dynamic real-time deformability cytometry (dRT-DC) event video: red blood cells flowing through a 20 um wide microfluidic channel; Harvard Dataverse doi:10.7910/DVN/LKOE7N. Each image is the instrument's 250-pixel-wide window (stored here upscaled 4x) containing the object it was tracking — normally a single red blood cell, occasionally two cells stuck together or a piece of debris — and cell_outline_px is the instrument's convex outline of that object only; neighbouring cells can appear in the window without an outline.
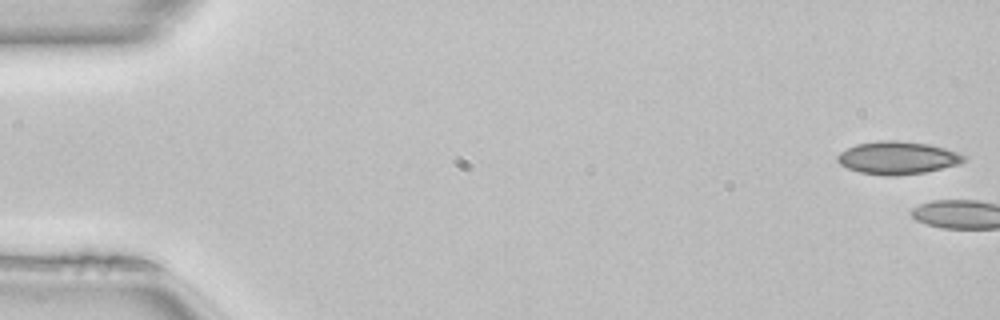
{"species": "common noctule bat (a hibernating species)", "species_latin": "Nyctalus noctula", "temperature_condition": "room temperature", "stored_images_in_passage": 4, "camera_frame_rate_fps": 3000, "um_per_image_px": 0.085, "animal": {"sex": "female", "body_mass_g": 22.7, "forearm_length_mm": 54.2}, "frame": {"image": 1, "passage_image": 1, "time_ms": 0.0, "image_size_px": [1000, 320], "cell_outline_px": [[968, 160], [960, 164], [924, 172], [896, 176], [892, 176], [860, 172], [848, 168], [840, 164], [836, 160], [836, 156], [840, 152], [856, 144], [880, 140], [896, 140], [928, 144], [944, 148], [968, 156]], "centroid_in_image_um": [76.31, 13.41], "position_along_channel_um": 8.7, "area_um2": 24.16}}